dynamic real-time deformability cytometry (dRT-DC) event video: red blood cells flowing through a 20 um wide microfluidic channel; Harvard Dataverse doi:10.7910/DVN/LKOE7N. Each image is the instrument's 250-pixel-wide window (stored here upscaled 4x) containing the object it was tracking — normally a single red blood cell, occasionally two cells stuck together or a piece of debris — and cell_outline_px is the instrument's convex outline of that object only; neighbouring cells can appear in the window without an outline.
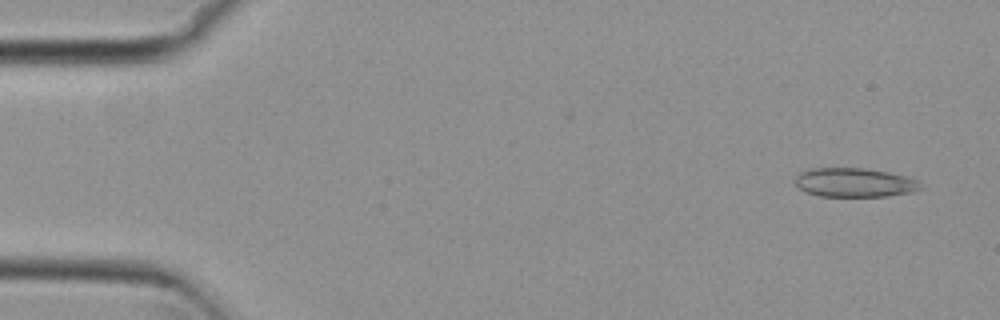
{"species": "common noctule bat (a hibernating species)", "species_latin": "Nyctalus noctula", "temperature_condition": "cold", "stored_images_in_passage": 53, "camera_frame_rate_fps": 3000, "um_per_image_px": 0.085, "animal": {"sex": "female", "body_mass_g": 29.2, "forearm_length_mm": 56.3}, "frame": {"image": 1, "passage_image": 2, "time_ms": 0.333, "image_size_px": [1000, 320], "cell_outline_px": [[924, 188], [912, 192], [888, 196], [820, 196], [804, 192], [796, 184], [796, 176], [800, 172], [808, 168], [868, 168], [888, 172], [904, 176], [916, 180]], "centroid_in_image_um": [72.62, 15.51], "position_along_channel_um": 12.4, "area_um2": 21.27}}
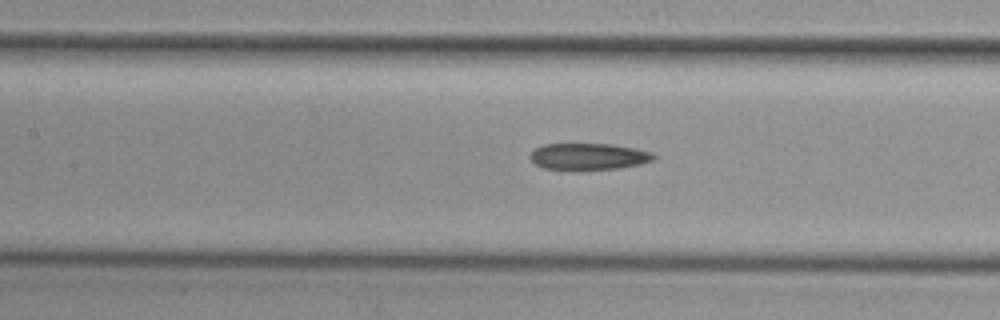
{"frame": {"image": 2, "passage_image": 23, "time_ms": 7.333, "image_size_px": [1000, 320], "cell_outline_px": [[656, 156], [652, 160], [640, 164], [616, 168], [576, 172], [544, 168], [536, 164], [528, 156], [536, 148], [544, 144], [612, 144], [632, 148], [648, 152]], "centroid_in_image_um": [49.95, 13.33], "position_along_channel_um": 157.4, "area_um2": 19.36}}
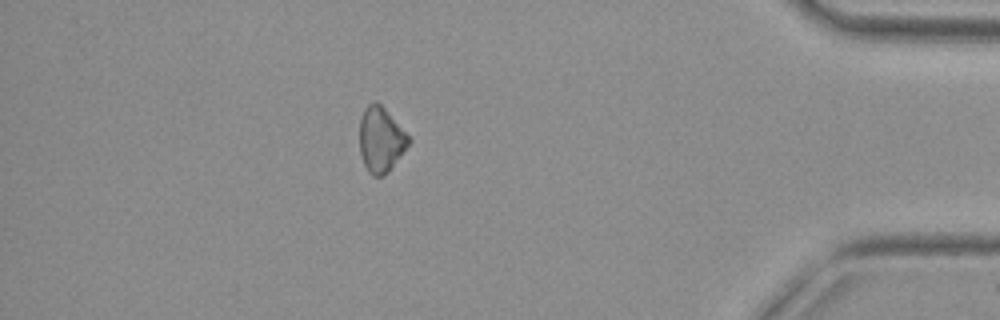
{"frame": {"image": 3, "passage_image": 46, "time_ms": 15.0, "image_size_px": [1000, 320], "cell_outline_px": [[412, 140], [388, 172], [384, 176], [372, 176], [368, 172], [364, 164], [360, 152], [360, 120], [364, 108], [368, 104], [376, 100], [384, 108]], "centroid_in_image_um": [32.36, 11.88], "position_along_channel_um": 402.8, "area_um2": 18.44}}